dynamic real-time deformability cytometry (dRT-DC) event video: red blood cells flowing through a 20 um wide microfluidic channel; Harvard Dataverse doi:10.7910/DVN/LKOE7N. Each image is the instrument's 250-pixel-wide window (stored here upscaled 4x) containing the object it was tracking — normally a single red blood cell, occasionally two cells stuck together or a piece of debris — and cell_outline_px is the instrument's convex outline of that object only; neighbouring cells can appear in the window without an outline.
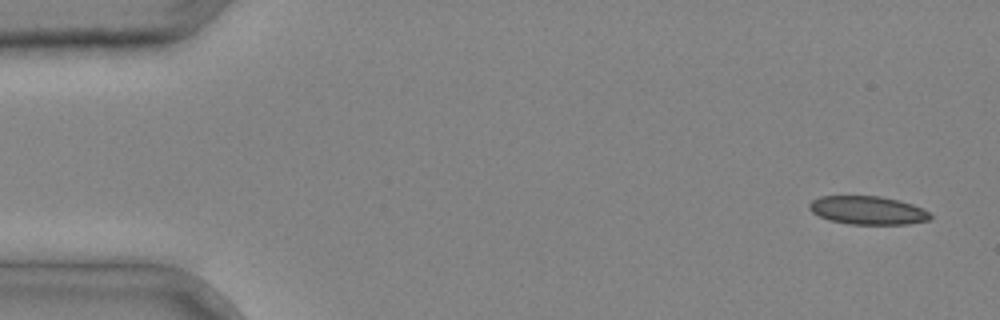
{"species": "common noctule bat (a hibernating species)", "species_latin": "Nyctalus noctula", "temperature_condition": "cold", "stored_images_in_passage": 4, "camera_frame_rate_fps": 3000, "um_per_image_px": 0.085, "animal": {"sex": "male", "body_mass_g": 20.4}, "frame": {"image": 1, "passage_image": 1, "time_ms": 0.0, "image_size_px": [1000, 320], "cell_outline_px": [[932, 216], [928, 220], [908, 224], [848, 224], [828, 220], [812, 212], [808, 208], [808, 204], [812, 200], [820, 196], [880, 196], [912, 204], [924, 208]], "centroid_in_image_um": [73.73, 17.88], "position_along_channel_um": 11.3, "area_um2": 20.0}}